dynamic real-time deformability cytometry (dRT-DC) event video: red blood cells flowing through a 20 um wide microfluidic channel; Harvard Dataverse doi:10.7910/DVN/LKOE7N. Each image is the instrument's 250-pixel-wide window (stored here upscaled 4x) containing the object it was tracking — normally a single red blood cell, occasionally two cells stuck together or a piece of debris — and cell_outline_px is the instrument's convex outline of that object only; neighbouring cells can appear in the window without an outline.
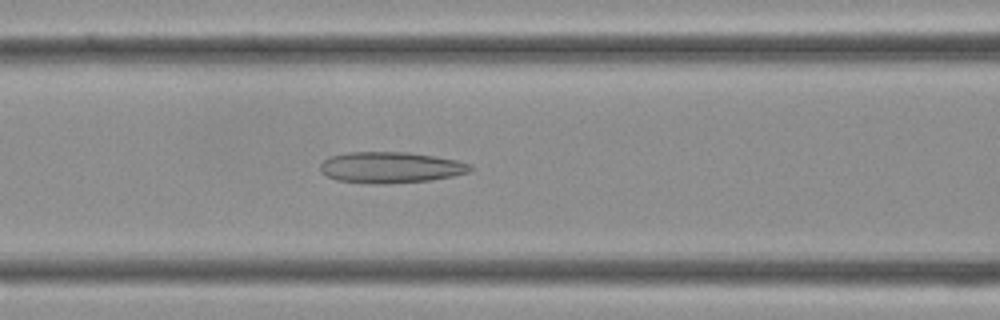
{"species": "Egyptian fruit bat (a non-hibernating species)", "species_latin": "Rousettus aegyptiacus", "temperature_condition": "cold", "stored_images_in_passage": 34, "camera_frame_rate_fps": 3000, "um_per_image_px": 0.085, "frame": {"image": 1, "passage_image": 13, "time_ms": 4.0, "image_size_px": [1000, 320], "cell_outline_px": [[472, 168], [468, 172], [452, 176], [432, 180], [384, 184], [372, 184], [336, 180], [320, 172], [320, 164], [328, 156], [348, 152], [408, 152], [456, 160], [472, 164]], "centroid_in_image_um": [33.16, 14.23], "position_along_channel_um": 133.4, "area_um2": 27.28}}
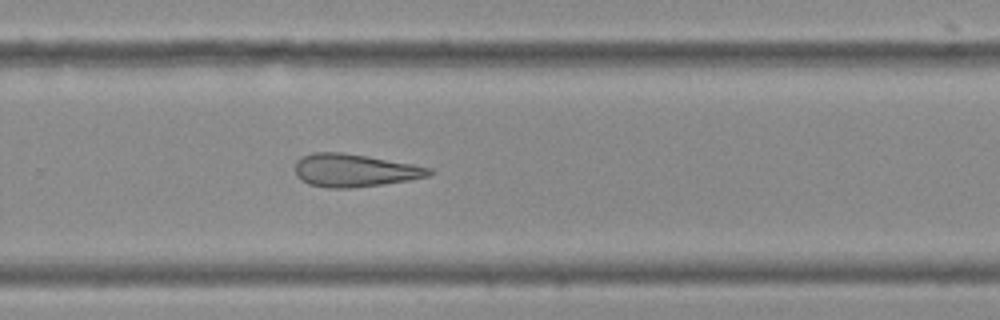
{"frame": {"image": 2, "passage_image": 22, "time_ms": 7.0, "image_size_px": [1000, 320], "cell_outline_px": [[436, 172], [428, 176], [408, 180], [384, 184], [352, 188], [328, 188], [308, 184], [300, 180], [296, 176], [296, 160], [300, 156], [312, 152], [340, 152], [368, 156], [412, 164], [432, 168]], "centroid_in_image_um": [30.11, 14.48], "position_along_channel_um": 299.7, "area_um2": 25.89}}
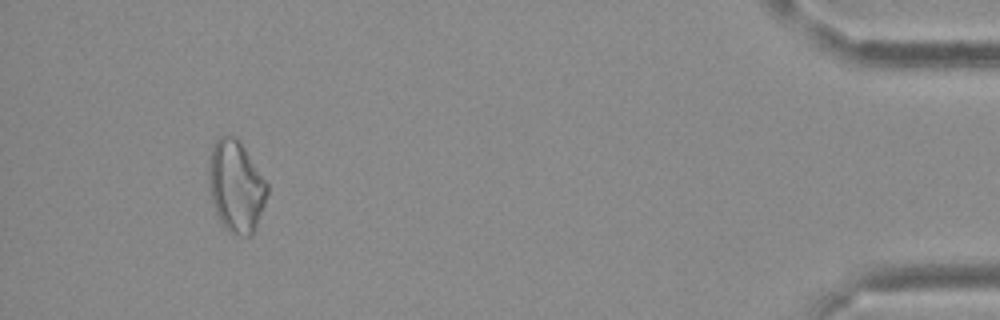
{"frame": {"image": 3, "passage_image": 32, "time_ms": 10.333, "image_size_px": [1000, 320], "cell_outline_px": [[268, 192], [256, 228], [252, 236], [244, 236], [228, 232], [224, 228], [216, 212], [212, 200], [208, 184], [208, 168], [212, 148], [216, 140], [220, 136], [232, 136], [240, 140], [268, 184]], "centroid_in_image_um": [20.06, 15.85], "position_along_channel_um": 415.1, "area_um2": 31.21}}